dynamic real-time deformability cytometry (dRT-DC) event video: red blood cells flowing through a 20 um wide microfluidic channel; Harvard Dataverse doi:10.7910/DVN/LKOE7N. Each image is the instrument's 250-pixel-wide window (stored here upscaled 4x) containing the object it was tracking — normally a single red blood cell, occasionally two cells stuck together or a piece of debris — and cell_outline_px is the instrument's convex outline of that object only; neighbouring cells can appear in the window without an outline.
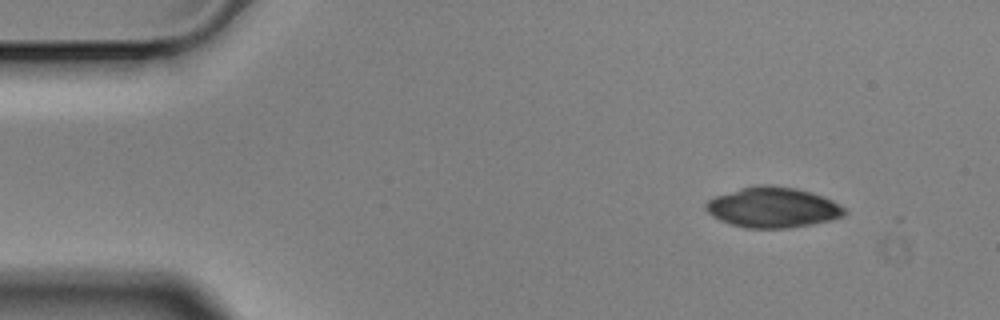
{"species": "Egyptian fruit bat (a non-hibernating species)", "species_latin": "Rousettus aegyptiacus", "temperature_condition": "cold", "stored_images_in_passage": 2, "camera_frame_rate_fps": 3000, "um_per_image_px": 0.085, "animal": {"sex": "male"}, "frame": {"image": 1, "passage_image": 1, "time_ms": 0.0, "image_size_px": [1000, 320], "cell_outline_px": [[848, 212], [844, 216], [812, 224], [788, 228], [744, 228], [720, 220], [712, 216], [704, 208], [704, 204], [708, 200], [716, 196], [744, 188], [760, 184], [768, 184], [796, 188], [812, 192], [832, 200], [848, 208]], "centroid_in_image_um": [65.72, 17.63], "position_along_channel_um": 19.3, "area_um2": 32.66}}